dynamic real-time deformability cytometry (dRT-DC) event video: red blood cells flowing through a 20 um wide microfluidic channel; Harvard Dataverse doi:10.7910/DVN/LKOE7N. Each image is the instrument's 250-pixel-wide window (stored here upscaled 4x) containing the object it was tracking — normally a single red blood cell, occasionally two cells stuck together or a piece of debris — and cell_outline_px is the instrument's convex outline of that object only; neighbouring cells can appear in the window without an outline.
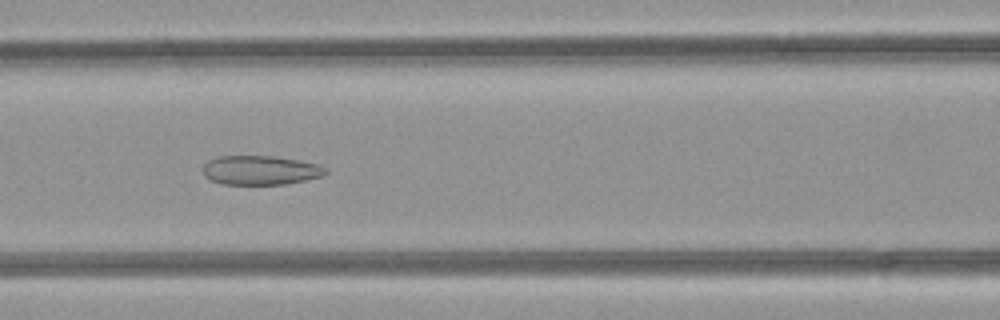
{"species": "common noctule bat (a hibernating species)", "species_latin": "Nyctalus noctula", "temperature_condition": "room temperature", "stored_images_in_passage": 38, "camera_frame_rate_fps": 3000, "um_per_image_px": 0.085, "animal": {"sex": "female", "body_mass_g": 21.9}, "frame": {"image": 1, "passage_image": 10, "time_ms": 3.0, "image_size_px": [1000, 320], "cell_outline_px": [[328, 172], [324, 176], [288, 184], [224, 184], [212, 180], [204, 176], [204, 164], [208, 160], [216, 156], [272, 156], [320, 164], [328, 168]], "centroid_in_image_um": [22.18, 14.47], "position_along_channel_um": 144.4, "area_um2": 20.98}}
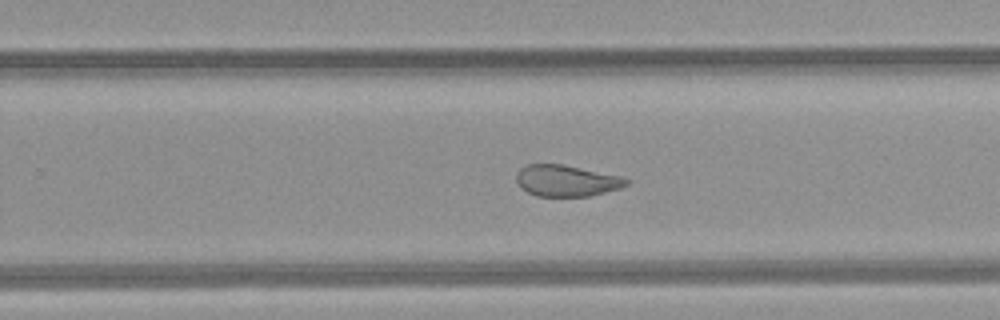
{"frame": {"image": 2, "passage_image": 20, "time_ms": 6.333, "image_size_px": [1000, 320], "cell_outline_px": [[628, 184], [620, 188], [588, 196], [536, 196], [520, 188], [516, 180], [516, 172], [524, 164], [564, 164], [620, 176], [628, 180]], "centroid_in_image_um": [48.09, 15.35], "position_along_channel_um": 281.7, "area_um2": 20.11}}
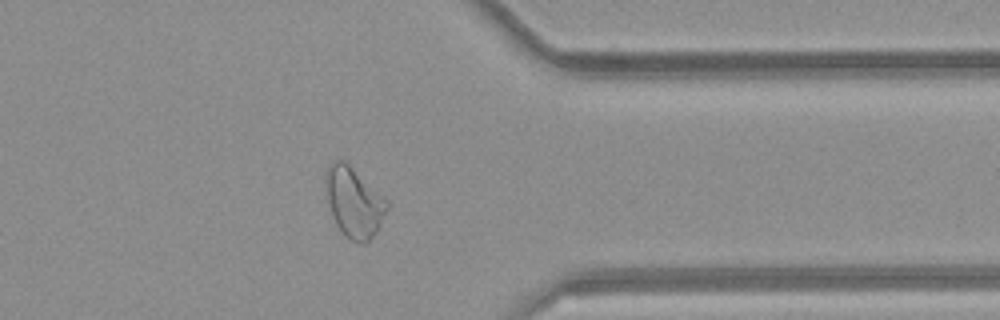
{"frame": {"image": 3, "passage_image": 28, "time_ms": 9.0, "image_size_px": [1000, 320], "cell_outline_px": [[388, 208], [376, 232], [364, 244], [360, 244], [344, 236], [336, 224], [332, 216], [328, 200], [324, 180], [324, 172], [328, 164], [332, 160], [344, 160], [388, 200]], "centroid_in_image_um": [30.06, 17.17], "position_along_channel_um": 381.3, "area_um2": 25.03}, "authors_computed_cell_mechanics": {"area_um2": 23.8136, "velocity_mm_per_s": 4.1273, "shape_relaxation_time_tau1_ms": null, "shape_relaxation_time_tau2_ms": 2.055, "deformation_change_tau1": null, "deformation_change_tau2": 0.0866}}